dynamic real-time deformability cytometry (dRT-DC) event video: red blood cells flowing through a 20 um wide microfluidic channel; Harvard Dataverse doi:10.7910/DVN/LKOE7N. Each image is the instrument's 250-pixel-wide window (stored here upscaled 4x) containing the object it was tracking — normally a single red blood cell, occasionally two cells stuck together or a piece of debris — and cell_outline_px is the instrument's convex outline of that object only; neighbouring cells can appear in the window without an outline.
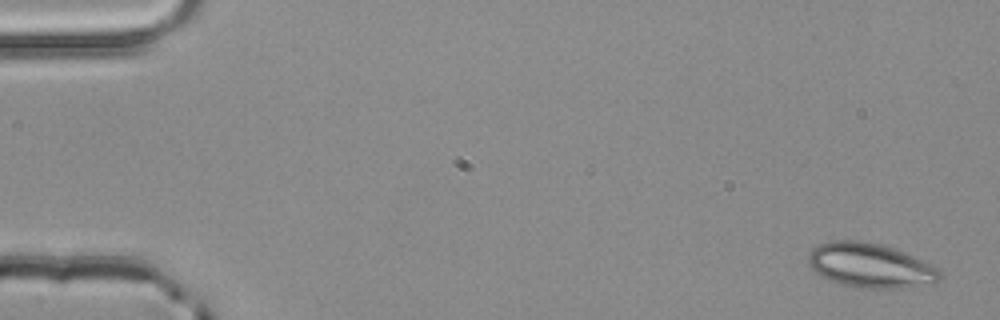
{"species": "common noctule bat (a hibernating species)", "species_latin": "Nyctalus noctula", "temperature_condition": "room temperature", "stored_images_in_passage": 3, "camera_frame_rate_fps": 3000, "um_per_image_px": 0.085, "animal": {"sex": "male", "body_mass_g": 20.4}, "frame": {"image": 1, "passage_image": 1, "time_ms": 0.0, "image_size_px": [1000, 320], "cell_outline_px": [[944, 276], [936, 284], [908, 288], [860, 288], [840, 284], [820, 276], [808, 264], [808, 256], [820, 244], [828, 240], [860, 240], [880, 244], [904, 252], [936, 268]], "centroid_in_image_um": [74.0, 22.59], "position_along_channel_um": 11.0, "area_um2": 34.16}}